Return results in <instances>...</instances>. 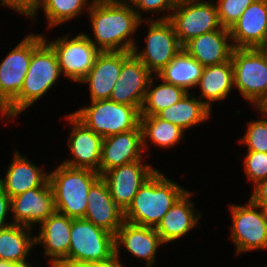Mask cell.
I'll return each instance as SVG.
<instances>
[{
  "mask_svg": "<svg viewBox=\"0 0 267 267\" xmlns=\"http://www.w3.org/2000/svg\"><path fill=\"white\" fill-rule=\"evenodd\" d=\"M88 11L95 41L85 35L100 51L132 52V34L143 21L127 0H92Z\"/></svg>",
  "mask_w": 267,
  "mask_h": 267,
  "instance_id": "obj_1",
  "label": "cell"
},
{
  "mask_svg": "<svg viewBox=\"0 0 267 267\" xmlns=\"http://www.w3.org/2000/svg\"><path fill=\"white\" fill-rule=\"evenodd\" d=\"M185 191L157 170L138 190L124 218L133 224L156 228Z\"/></svg>",
  "mask_w": 267,
  "mask_h": 267,
  "instance_id": "obj_2",
  "label": "cell"
},
{
  "mask_svg": "<svg viewBox=\"0 0 267 267\" xmlns=\"http://www.w3.org/2000/svg\"><path fill=\"white\" fill-rule=\"evenodd\" d=\"M61 74L56 53L46 38L33 50L31 62L18 96L0 113L6 120L14 118L39 100Z\"/></svg>",
  "mask_w": 267,
  "mask_h": 267,
  "instance_id": "obj_3",
  "label": "cell"
},
{
  "mask_svg": "<svg viewBox=\"0 0 267 267\" xmlns=\"http://www.w3.org/2000/svg\"><path fill=\"white\" fill-rule=\"evenodd\" d=\"M100 177L96 171L74 168L63 163L49 172L56 212L72 219L84 218L88 205V191Z\"/></svg>",
  "mask_w": 267,
  "mask_h": 267,
  "instance_id": "obj_4",
  "label": "cell"
},
{
  "mask_svg": "<svg viewBox=\"0 0 267 267\" xmlns=\"http://www.w3.org/2000/svg\"><path fill=\"white\" fill-rule=\"evenodd\" d=\"M86 127L103 138L141 129L140 111L110 99L91 101L90 106L72 113Z\"/></svg>",
  "mask_w": 267,
  "mask_h": 267,
  "instance_id": "obj_5",
  "label": "cell"
},
{
  "mask_svg": "<svg viewBox=\"0 0 267 267\" xmlns=\"http://www.w3.org/2000/svg\"><path fill=\"white\" fill-rule=\"evenodd\" d=\"M115 255V235L84 219H73L67 263L95 264Z\"/></svg>",
  "mask_w": 267,
  "mask_h": 267,
  "instance_id": "obj_6",
  "label": "cell"
},
{
  "mask_svg": "<svg viewBox=\"0 0 267 267\" xmlns=\"http://www.w3.org/2000/svg\"><path fill=\"white\" fill-rule=\"evenodd\" d=\"M171 13L162 16L160 20L172 23L182 46L201 34L223 28L217 5L211 0H181Z\"/></svg>",
  "mask_w": 267,
  "mask_h": 267,
  "instance_id": "obj_7",
  "label": "cell"
},
{
  "mask_svg": "<svg viewBox=\"0 0 267 267\" xmlns=\"http://www.w3.org/2000/svg\"><path fill=\"white\" fill-rule=\"evenodd\" d=\"M234 88L251 105L267 95V62L257 48H234L231 55Z\"/></svg>",
  "mask_w": 267,
  "mask_h": 267,
  "instance_id": "obj_8",
  "label": "cell"
},
{
  "mask_svg": "<svg viewBox=\"0 0 267 267\" xmlns=\"http://www.w3.org/2000/svg\"><path fill=\"white\" fill-rule=\"evenodd\" d=\"M29 34L0 63V113L18 96L27 74L33 50L44 40Z\"/></svg>",
  "mask_w": 267,
  "mask_h": 267,
  "instance_id": "obj_9",
  "label": "cell"
},
{
  "mask_svg": "<svg viewBox=\"0 0 267 267\" xmlns=\"http://www.w3.org/2000/svg\"><path fill=\"white\" fill-rule=\"evenodd\" d=\"M148 23L144 50L138 51L136 44L132 53L156 75L183 49V46L169 20L148 19Z\"/></svg>",
  "mask_w": 267,
  "mask_h": 267,
  "instance_id": "obj_10",
  "label": "cell"
},
{
  "mask_svg": "<svg viewBox=\"0 0 267 267\" xmlns=\"http://www.w3.org/2000/svg\"><path fill=\"white\" fill-rule=\"evenodd\" d=\"M231 238L237 255L251 250L267 249V218L263 208L251 200L247 205H232ZM261 211H259V210Z\"/></svg>",
  "mask_w": 267,
  "mask_h": 267,
  "instance_id": "obj_11",
  "label": "cell"
},
{
  "mask_svg": "<svg viewBox=\"0 0 267 267\" xmlns=\"http://www.w3.org/2000/svg\"><path fill=\"white\" fill-rule=\"evenodd\" d=\"M46 42L56 53L61 74L75 82H80L87 75L100 52L84 33L71 40L64 36Z\"/></svg>",
  "mask_w": 267,
  "mask_h": 267,
  "instance_id": "obj_12",
  "label": "cell"
},
{
  "mask_svg": "<svg viewBox=\"0 0 267 267\" xmlns=\"http://www.w3.org/2000/svg\"><path fill=\"white\" fill-rule=\"evenodd\" d=\"M156 171L140 160L107 170L101 177L106 181L115 204L125 212L141 186Z\"/></svg>",
  "mask_w": 267,
  "mask_h": 267,
  "instance_id": "obj_13",
  "label": "cell"
},
{
  "mask_svg": "<svg viewBox=\"0 0 267 267\" xmlns=\"http://www.w3.org/2000/svg\"><path fill=\"white\" fill-rule=\"evenodd\" d=\"M153 76L154 74L132 53L123 62L109 99L136 107L140 111Z\"/></svg>",
  "mask_w": 267,
  "mask_h": 267,
  "instance_id": "obj_14",
  "label": "cell"
},
{
  "mask_svg": "<svg viewBox=\"0 0 267 267\" xmlns=\"http://www.w3.org/2000/svg\"><path fill=\"white\" fill-rule=\"evenodd\" d=\"M132 54L128 51H100L94 65L80 81L89 85L91 101L109 99L120 75L123 62Z\"/></svg>",
  "mask_w": 267,
  "mask_h": 267,
  "instance_id": "obj_15",
  "label": "cell"
},
{
  "mask_svg": "<svg viewBox=\"0 0 267 267\" xmlns=\"http://www.w3.org/2000/svg\"><path fill=\"white\" fill-rule=\"evenodd\" d=\"M11 212L14 216L13 224L32 227L41 224L56 212L52 186L48 182L45 186L27 190L11 198Z\"/></svg>",
  "mask_w": 267,
  "mask_h": 267,
  "instance_id": "obj_16",
  "label": "cell"
},
{
  "mask_svg": "<svg viewBox=\"0 0 267 267\" xmlns=\"http://www.w3.org/2000/svg\"><path fill=\"white\" fill-rule=\"evenodd\" d=\"M67 120L72 124L68 144L73 158L63 162L74 168H86L99 173L103 137L86 127L73 114Z\"/></svg>",
  "mask_w": 267,
  "mask_h": 267,
  "instance_id": "obj_17",
  "label": "cell"
},
{
  "mask_svg": "<svg viewBox=\"0 0 267 267\" xmlns=\"http://www.w3.org/2000/svg\"><path fill=\"white\" fill-rule=\"evenodd\" d=\"M87 199L84 219L116 235L125 221L124 211L115 204L109 187L101 176L91 185Z\"/></svg>",
  "mask_w": 267,
  "mask_h": 267,
  "instance_id": "obj_18",
  "label": "cell"
},
{
  "mask_svg": "<svg viewBox=\"0 0 267 267\" xmlns=\"http://www.w3.org/2000/svg\"><path fill=\"white\" fill-rule=\"evenodd\" d=\"M142 129H133L103 138L99 174L142 160Z\"/></svg>",
  "mask_w": 267,
  "mask_h": 267,
  "instance_id": "obj_19",
  "label": "cell"
},
{
  "mask_svg": "<svg viewBox=\"0 0 267 267\" xmlns=\"http://www.w3.org/2000/svg\"><path fill=\"white\" fill-rule=\"evenodd\" d=\"M234 48H257L267 38V0H255L229 29Z\"/></svg>",
  "mask_w": 267,
  "mask_h": 267,
  "instance_id": "obj_20",
  "label": "cell"
},
{
  "mask_svg": "<svg viewBox=\"0 0 267 267\" xmlns=\"http://www.w3.org/2000/svg\"><path fill=\"white\" fill-rule=\"evenodd\" d=\"M72 218L55 212L40 225L39 235L35 236V245L45 248V258L50 257L51 267L58 263H67L70 246Z\"/></svg>",
  "mask_w": 267,
  "mask_h": 267,
  "instance_id": "obj_21",
  "label": "cell"
},
{
  "mask_svg": "<svg viewBox=\"0 0 267 267\" xmlns=\"http://www.w3.org/2000/svg\"><path fill=\"white\" fill-rule=\"evenodd\" d=\"M162 244L164 243L155 228L126 220L115 235V252H119V246L123 245L133 256L146 261L147 267L155 263L157 248Z\"/></svg>",
  "mask_w": 267,
  "mask_h": 267,
  "instance_id": "obj_22",
  "label": "cell"
},
{
  "mask_svg": "<svg viewBox=\"0 0 267 267\" xmlns=\"http://www.w3.org/2000/svg\"><path fill=\"white\" fill-rule=\"evenodd\" d=\"M228 28L201 34L187 42L183 49L204 67L222 64L231 59L233 44Z\"/></svg>",
  "mask_w": 267,
  "mask_h": 267,
  "instance_id": "obj_23",
  "label": "cell"
},
{
  "mask_svg": "<svg viewBox=\"0 0 267 267\" xmlns=\"http://www.w3.org/2000/svg\"><path fill=\"white\" fill-rule=\"evenodd\" d=\"M12 161L6 176L0 178V186L10 198L27 190L43 187L49 182L48 172L42 171L18 151L14 153Z\"/></svg>",
  "mask_w": 267,
  "mask_h": 267,
  "instance_id": "obj_24",
  "label": "cell"
},
{
  "mask_svg": "<svg viewBox=\"0 0 267 267\" xmlns=\"http://www.w3.org/2000/svg\"><path fill=\"white\" fill-rule=\"evenodd\" d=\"M191 193L186 190L155 228L164 244L179 240L198 223L201 213H195L194 203L189 201Z\"/></svg>",
  "mask_w": 267,
  "mask_h": 267,
  "instance_id": "obj_25",
  "label": "cell"
},
{
  "mask_svg": "<svg viewBox=\"0 0 267 267\" xmlns=\"http://www.w3.org/2000/svg\"><path fill=\"white\" fill-rule=\"evenodd\" d=\"M201 89L199 99L211 110V103L225 100L234 87L233 67L231 59L218 65L204 67L198 85Z\"/></svg>",
  "mask_w": 267,
  "mask_h": 267,
  "instance_id": "obj_26",
  "label": "cell"
},
{
  "mask_svg": "<svg viewBox=\"0 0 267 267\" xmlns=\"http://www.w3.org/2000/svg\"><path fill=\"white\" fill-rule=\"evenodd\" d=\"M31 229L20 224H11L0 229V260L17 265H30L26 260L29 251L35 245V236ZM32 237V238H31Z\"/></svg>",
  "mask_w": 267,
  "mask_h": 267,
  "instance_id": "obj_27",
  "label": "cell"
},
{
  "mask_svg": "<svg viewBox=\"0 0 267 267\" xmlns=\"http://www.w3.org/2000/svg\"><path fill=\"white\" fill-rule=\"evenodd\" d=\"M204 66L182 49L156 77L189 92L198 85Z\"/></svg>",
  "mask_w": 267,
  "mask_h": 267,
  "instance_id": "obj_28",
  "label": "cell"
},
{
  "mask_svg": "<svg viewBox=\"0 0 267 267\" xmlns=\"http://www.w3.org/2000/svg\"><path fill=\"white\" fill-rule=\"evenodd\" d=\"M191 94V95H189ZM211 110L203 100L187 93L179 102L167 107L156 114L162 120L168 121L182 128L184 131L192 126L207 121L211 116Z\"/></svg>",
  "mask_w": 267,
  "mask_h": 267,
  "instance_id": "obj_29",
  "label": "cell"
},
{
  "mask_svg": "<svg viewBox=\"0 0 267 267\" xmlns=\"http://www.w3.org/2000/svg\"><path fill=\"white\" fill-rule=\"evenodd\" d=\"M142 129L143 150L147 147V138L156 146L169 148L175 146L182 139L184 130L179 126L154 116H140Z\"/></svg>",
  "mask_w": 267,
  "mask_h": 267,
  "instance_id": "obj_30",
  "label": "cell"
},
{
  "mask_svg": "<svg viewBox=\"0 0 267 267\" xmlns=\"http://www.w3.org/2000/svg\"><path fill=\"white\" fill-rule=\"evenodd\" d=\"M91 3L89 4L88 0H38L34 10L27 17L35 19L38 8L42 7L48 22L47 26L52 29L79 16L83 10H89Z\"/></svg>",
  "mask_w": 267,
  "mask_h": 267,
  "instance_id": "obj_31",
  "label": "cell"
},
{
  "mask_svg": "<svg viewBox=\"0 0 267 267\" xmlns=\"http://www.w3.org/2000/svg\"><path fill=\"white\" fill-rule=\"evenodd\" d=\"M152 87V88H151ZM188 92L183 88L163 81L153 86L151 78L140 110L141 116H154L161 110L179 102Z\"/></svg>",
  "mask_w": 267,
  "mask_h": 267,
  "instance_id": "obj_32",
  "label": "cell"
},
{
  "mask_svg": "<svg viewBox=\"0 0 267 267\" xmlns=\"http://www.w3.org/2000/svg\"><path fill=\"white\" fill-rule=\"evenodd\" d=\"M247 128L239 142L244 143L248 151L267 153V120H252Z\"/></svg>",
  "mask_w": 267,
  "mask_h": 267,
  "instance_id": "obj_33",
  "label": "cell"
},
{
  "mask_svg": "<svg viewBox=\"0 0 267 267\" xmlns=\"http://www.w3.org/2000/svg\"><path fill=\"white\" fill-rule=\"evenodd\" d=\"M255 0H218L217 9L221 25L230 29L245 9Z\"/></svg>",
  "mask_w": 267,
  "mask_h": 267,
  "instance_id": "obj_34",
  "label": "cell"
},
{
  "mask_svg": "<svg viewBox=\"0 0 267 267\" xmlns=\"http://www.w3.org/2000/svg\"><path fill=\"white\" fill-rule=\"evenodd\" d=\"M244 168L249 181L254 186L267 179V153L248 151L244 159Z\"/></svg>",
  "mask_w": 267,
  "mask_h": 267,
  "instance_id": "obj_35",
  "label": "cell"
},
{
  "mask_svg": "<svg viewBox=\"0 0 267 267\" xmlns=\"http://www.w3.org/2000/svg\"><path fill=\"white\" fill-rule=\"evenodd\" d=\"M130 5L132 4L133 9L137 13L138 17L142 19V14L139 12L146 11L161 13L162 11H171L176 7L177 0H128ZM135 6V8H134Z\"/></svg>",
  "mask_w": 267,
  "mask_h": 267,
  "instance_id": "obj_36",
  "label": "cell"
},
{
  "mask_svg": "<svg viewBox=\"0 0 267 267\" xmlns=\"http://www.w3.org/2000/svg\"><path fill=\"white\" fill-rule=\"evenodd\" d=\"M38 0H0V4L28 16L35 8Z\"/></svg>",
  "mask_w": 267,
  "mask_h": 267,
  "instance_id": "obj_37",
  "label": "cell"
},
{
  "mask_svg": "<svg viewBox=\"0 0 267 267\" xmlns=\"http://www.w3.org/2000/svg\"><path fill=\"white\" fill-rule=\"evenodd\" d=\"M11 198L5 193L4 189L0 186V229L13 224L7 223V214L11 211ZM6 221V222H5Z\"/></svg>",
  "mask_w": 267,
  "mask_h": 267,
  "instance_id": "obj_38",
  "label": "cell"
},
{
  "mask_svg": "<svg viewBox=\"0 0 267 267\" xmlns=\"http://www.w3.org/2000/svg\"><path fill=\"white\" fill-rule=\"evenodd\" d=\"M250 200L262 208L267 205V179L254 186V192L250 196Z\"/></svg>",
  "mask_w": 267,
  "mask_h": 267,
  "instance_id": "obj_39",
  "label": "cell"
},
{
  "mask_svg": "<svg viewBox=\"0 0 267 267\" xmlns=\"http://www.w3.org/2000/svg\"><path fill=\"white\" fill-rule=\"evenodd\" d=\"M120 253L119 252H115V255L110 258L107 261L101 262V263H95L92 264V267H125L124 265H122V263L120 262Z\"/></svg>",
  "mask_w": 267,
  "mask_h": 267,
  "instance_id": "obj_40",
  "label": "cell"
},
{
  "mask_svg": "<svg viewBox=\"0 0 267 267\" xmlns=\"http://www.w3.org/2000/svg\"><path fill=\"white\" fill-rule=\"evenodd\" d=\"M261 115L267 117V95L255 106Z\"/></svg>",
  "mask_w": 267,
  "mask_h": 267,
  "instance_id": "obj_41",
  "label": "cell"
},
{
  "mask_svg": "<svg viewBox=\"0 0 267 267\" xmlns=\"http://www.w3.org/2000/svg\"><path fill=\"white\" fill-rule=\"evenodd\" d=\"M258 51L263 55L267 62V38L257 47Z\"/></svg>",
  "mask_w": 267,
  "mask_h": 267,
  "instance_id": "obj_42",
  "label": "cell"
},
{
  "mask_svg": "<svg viewBox=\"0 0 267 267\" xmlns=\"http://www.w3.org/2000/svg\"><path fill=\"white\" fill-rule=\"evenodd\" d=\"M52 267H92V264L81 265V264H72V263H58Z\"/></svg>",
  "mask_w": 267,
  "mask_h": 267,
  "instance_id": "obj_43",
  "label": "cell"
},
{
  "mask_svg": "<svg viewBox=\"0 0 267 267\" xmlns=\"http://www.w3.org/2000/svg\"><path fill=\"white\" fill-rule=\"evenodd\" d=\"M17 264L10 262V261H5V260H0V267H16Z\"/></svg>",
  "mask_w": 267,
  "mask_h": 267,
  "instance_id": "obj_44",
  "label": "cell"
},
{
  "mask_svg": "<svg viewBox=\"0 0 267 267\" xmlns=\"http://www.w3.org/2000/svg\"><path fill=\"white\" fill-rule=\"evenodd\" d=\"M263 211H264L265 217L267 218V205L263 207Z\"/></svg>",
  "mask_w": 267,
  "mask_h": 267,
  "instance_id": "obj_45",
  "label": "cell"
},
{
  "mask_svg": "<svg viewBox=\"0 0 267 267\" xmlns=\"http://www.w3.org/2000/svg\"><path fill=\"white\" fill-rule=\"evenodd\" d=\"M16 267H32V265H17Z\"/></svg>",
  "mask_w": 267,
  "mask_h": 267,
  "instance_id": "obj_46",
  "label": "cell"
}]
</instances>
